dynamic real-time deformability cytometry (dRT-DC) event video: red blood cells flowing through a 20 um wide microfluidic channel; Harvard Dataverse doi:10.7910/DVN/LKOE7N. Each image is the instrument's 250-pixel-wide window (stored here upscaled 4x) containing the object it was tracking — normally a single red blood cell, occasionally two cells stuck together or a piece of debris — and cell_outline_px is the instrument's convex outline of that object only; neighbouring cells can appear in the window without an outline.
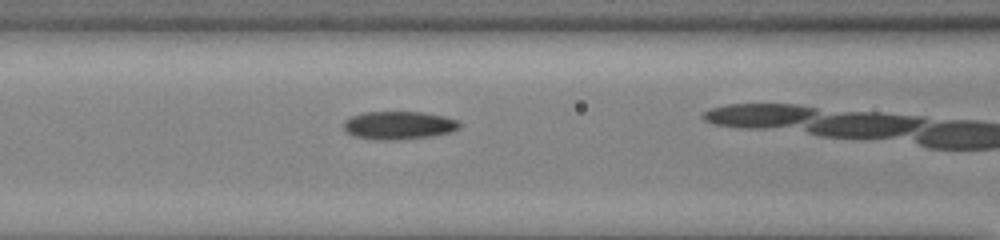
{"species": "common noctule bat (a hibernating species)", "species_latin": "Nyctalus noctula", "temperature_condition": "cold", "stored_images_in_passage": 27, "camera_frame_rate_fps": 3000, "um_per_image_px": 0.085, "animal": {"sex": "male", "body_mass_g": 13.0, "forearm_length_mm": 53.1}, "frame": {"image": 1, "passage_image": 8, "time_ms": 2.333, "image_size_px": [1000, 240], "cell_outline_px": [[460, 128], [452, 132], [428, 136], [392, 140], [376, 140], [352, 136], [344, 128], [344, 120], [352, 116], [364, 112], [424, 112], [444, 116], [456, 120], [460, 124]], "centroid_in_image_um": [33.88, 10.65], "position_along_channel_um": 132.7, "area_um2": 18.9}}
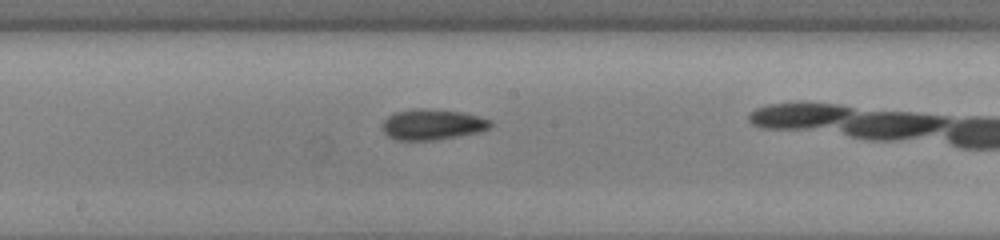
{"frame": {"image": 2, "passage_image": 14, "time_ms": 4.333, "image_size_px": [1000, 240], "cell_outline_px": [[492, 128], [480, 132], [460, 136], [436, 140], [396, 140], [388, 136], [380, 128], [384, 120], [392, 112], [416, 108], [424, 108], [464, 112], [480, 116], [492, 120]], "centroid_in_image_um": [36.77, 10.58], "position_along_channel_um": 211.4, "area_um2": 19.83}}
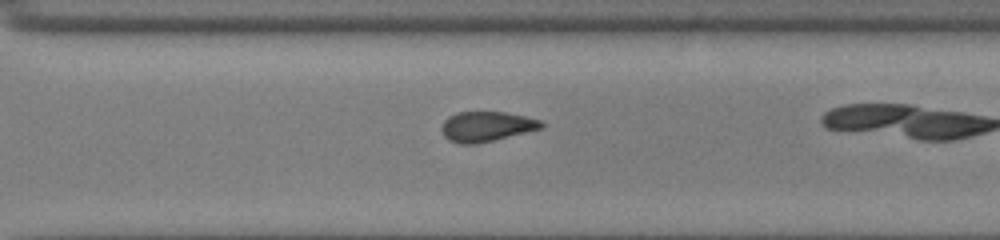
{"frame": {"image": 3, "passage_image": 23, "time_ms": 7.333, "image_size_px": [1000, 240], "cell_outline_px": [[544, 128], [476, 144], [460, 144], [448, 140], [444, 136], [440, 128], [444, 120], [448, 116], [456, 112], [504, 112], [524, 116], [540, 120], [544, 124]], "centroid_in_image_um": [41.32, 10.75], "position_along_channel_um": 329.3, "area_um2": 17.51}}